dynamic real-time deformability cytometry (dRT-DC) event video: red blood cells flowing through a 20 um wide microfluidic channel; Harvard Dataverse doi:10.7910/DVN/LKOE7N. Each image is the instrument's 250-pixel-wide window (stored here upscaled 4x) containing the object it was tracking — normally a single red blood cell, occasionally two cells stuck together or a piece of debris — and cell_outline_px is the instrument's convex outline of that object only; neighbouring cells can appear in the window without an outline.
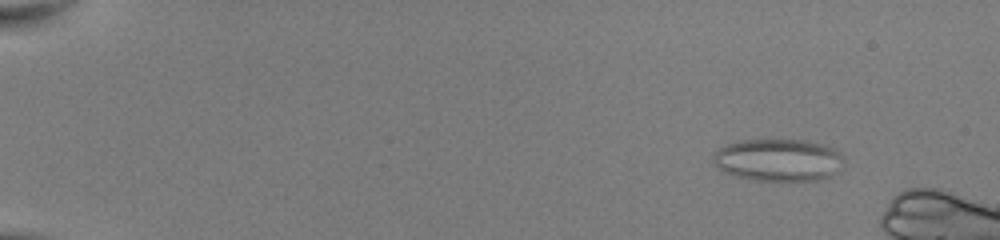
{"species": "common noctule bat (a hibernating species)", "species_latin": "Nyctalus noctula", "temperature_condition": "room temperature", "stored_images_in_passage": 50, "camera_frame_rate_fps": 3000, "um_per_image_px": 0.085, "animal": {"sex": "female", "body_mass_g": 22.0, "forearm_length_mm": 56.7}, "frame": {"image": 1, "passage_image": 7, "time_ms": 2.0, "image_size_px": [1000, 240], "cell_outline_px": [[844, 156], [836, 172], [820, 180], [756, 180], [732, 176], [716, 168], [712, 156], [720, 148], [728, 144], [744, 140], [800, 140], [820, 144], [832, 148], [840, 152]], "centroid_in_image_um": [66.11, 13.61], "position_along_channel_um": 18.9, "area_um2": 31.91}}
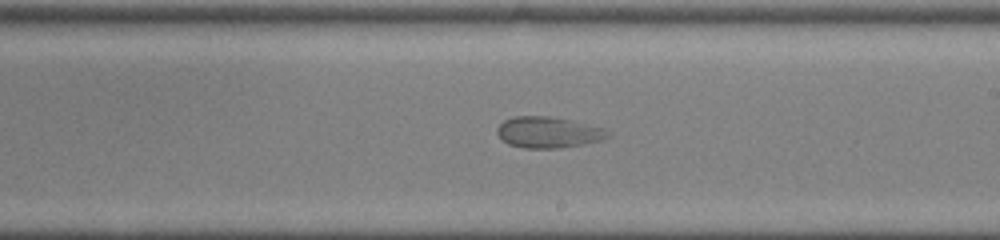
{"frame": {"image": 2, "passage_image": 34, "time_ms": 11.0, "image_size_px": [1000, 240], "cell_outline_px": [[612, 136], [600, 140], [584, 144], [556, 148], [524, 148], [508, 144], [496, 132], [496, 128], [504, 120], [512, 116], [552, 116], [604, 128], [612, 132]], "centroid_in_image_um": [46.62, 11.24], "position_along_channel_um": 242.4, "area_um2": 20.11}}
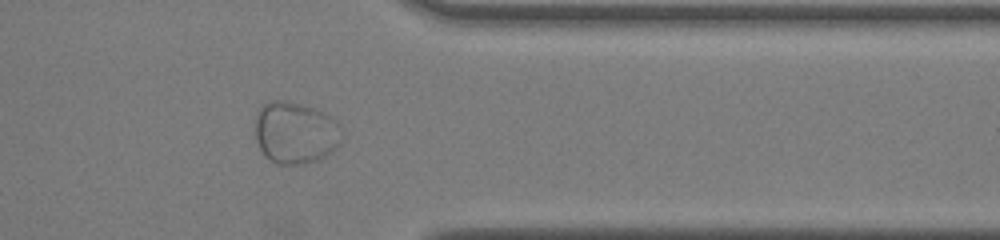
{"frame": {"image": 3, "passage_image": 45, "time_ms": 14.667, "image_size_px": [1000, 240], "cell_outline_px": [[340, 144], [336, 148], [324, 156], [316, 160], [300, 164], [276, 164], [264, 156], [256, 140], [256, 116], [260, 108], [268, 100], [284, 100], [316, 108], [324, 112], [336, 120], [340, 124]], "centroid_in_image_um": [25.09, 11.27], "position_along_channel_um": 386.3, "area_um2": 31.33}}